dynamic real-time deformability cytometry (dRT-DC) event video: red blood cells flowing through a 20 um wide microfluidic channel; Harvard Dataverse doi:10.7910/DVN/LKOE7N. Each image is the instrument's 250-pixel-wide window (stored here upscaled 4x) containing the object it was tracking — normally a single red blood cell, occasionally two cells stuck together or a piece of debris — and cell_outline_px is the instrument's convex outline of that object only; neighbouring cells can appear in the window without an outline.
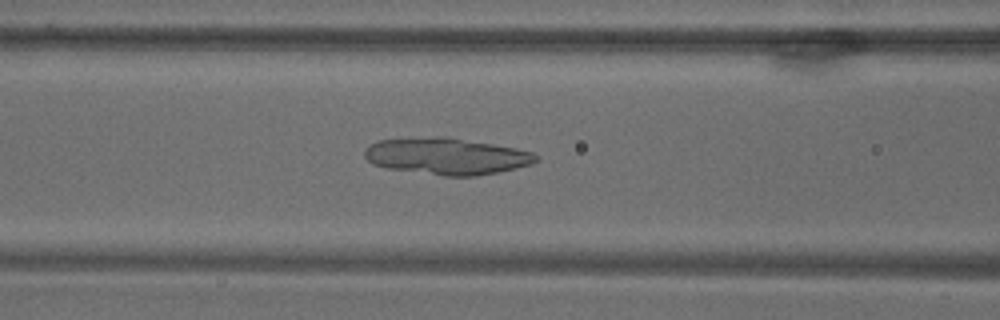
{"species": "common noctule bat (a hibernating species)", "species_latin": "Nyctalus noctula", "temperature_condition": "warm", "stored_images_in_passage": 70, "camera_frame_rate_fps": 3000, "um_per_image_px": 0.085, "animal": {"sex": "male", "body_mass_g": 18.8}, "frame": {"image": 1, "passage_image": 30, "time_ms": 9.667, "image_size_px": [1000, 320], "cell_outline_px": [[536, 160], [532, 164], [496, 172], [476, 176], [444, 176], [384, 168], [372, 164], [364, 156], [364, 148], [368, 144], [376, 140], [432, 136], [444, 136], [516, 148], [532, 152], [536, 156]], "centroid_in_image_um": [37.87, 13.27], "position_along_channel_um": 128.7, "area_um2": 36.7}}
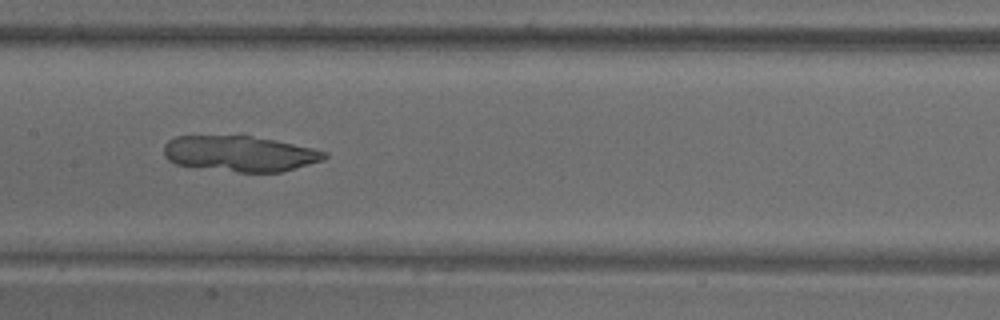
{"frame": {"image": 2, "passage_image": 36, "time_ms": 11.667, "image_size_px": [1000, 320], "cell_outline_px": [[328, 156], [324, 160], [280, 172], [236, 172], [176, 164], [168, 160], [164, 156], [164, 144], [168, 140], [176, 136], [252, 136], [276, 140], [312, 148], [328, 152]], "centroid_in_image_um": [20.39, 13.06], "position_along_channel_um": 187.0, "area_um2": 33.29}}
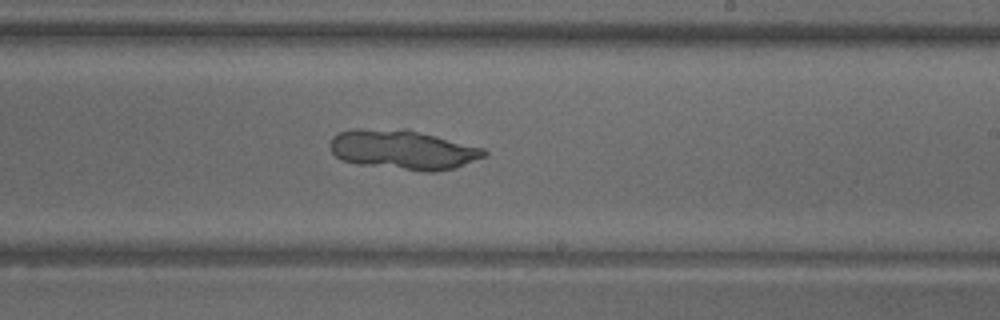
{"frame": {"image": 3, "passage_image": 43, "time_ms": 14.0, "image_size_px": [1000, 320], "cell_outline_px": [[488, 156], [456, 168], [436, 172], [424, 172], [356, 164], [344, 160], [336, 156], [332, 152], [328, 144], [332, 136], [340, 132], [352, 128], [408, 128], [484, 148], [488, 152]], "centroid_in_image_um": [34.27, 12.71], "position_along_channel_um": 254.7, "area_um2": 36.41}}